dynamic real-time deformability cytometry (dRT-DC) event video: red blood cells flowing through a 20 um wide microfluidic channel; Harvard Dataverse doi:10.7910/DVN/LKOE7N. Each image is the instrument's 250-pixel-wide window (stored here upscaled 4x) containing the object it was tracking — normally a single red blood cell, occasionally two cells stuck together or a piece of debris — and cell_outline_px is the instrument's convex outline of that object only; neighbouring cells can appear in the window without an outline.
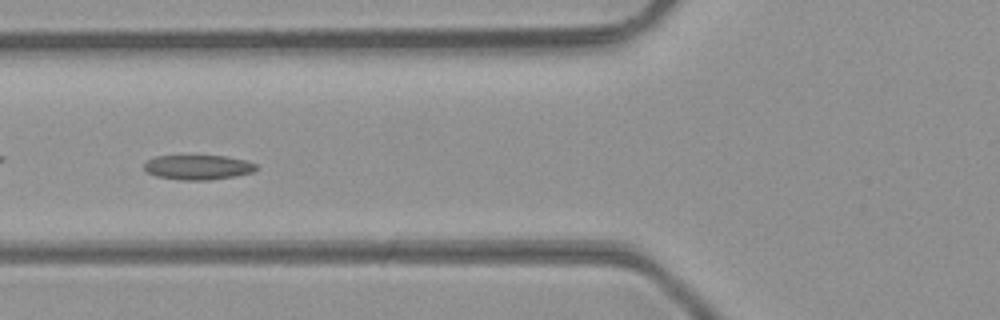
{"species": "common noctule bat (a hibernating species)", "species_latin": "Nyctalus noctula", "temperature_condition": "room temperature", "stored_images_in_passage": 34, "camera_frame_rate_fps": 3000, "um_per_image_px": 0.085, "animal": {"sex": "male", "body_mass_g": 23.1, "forearm_length_mm": 52.7}, "frame": {"image": 1, "passage_image": 5, "time_ms": 1.333, "image_size_px": [1000, 320], "cell_outline_px": [[260, 168], [252, 172], [236, 176], [208, 180], [180, 180], [156, 176], [148, 172], [144, 168], [144, 164], [148, 160], [156, 156], [228, 156], [248, 160], [256, 164]], "centroid_in_image_um": [16.89, 14.22], "position_along_channel_um": 108.9, "area_um2": 16.24}}
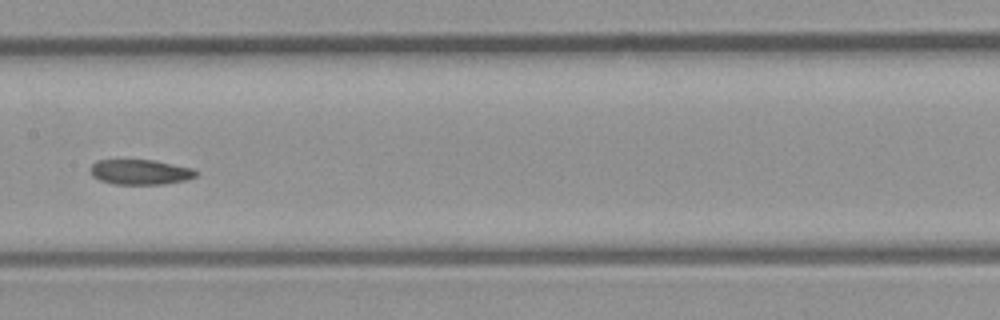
{"frame": {"image": 2, "passage_image": 11, "time_ms": 3.333, "image_size_px": [1000, 320], "cell_outline_px": [[200, 172], [196, 176], [184, 180], [164, 184], [112, 184], [100, 180], [92, 176], [92, 164], [96, 160], [152, 160], [192, 168]], "centroid_in_image_um": [11.93, 14.62], "position_along_channel_um": 195.5, "area_um2": 15.32}}
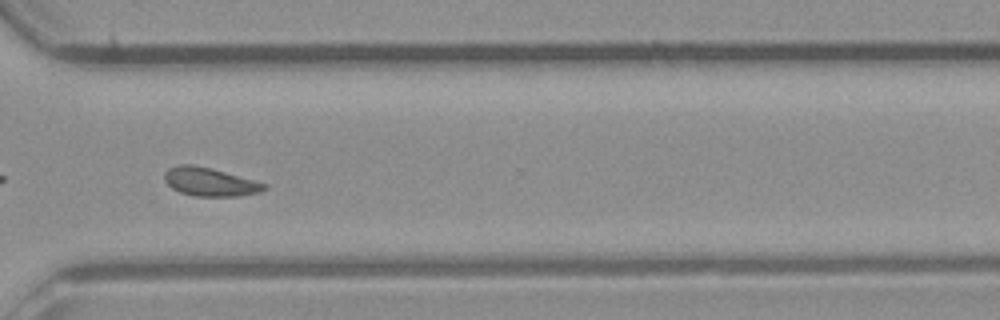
{"frame": {"image": 3, "passage_image": 22, "time_ms": 7.0, "image_size_px": [1000, 320], "cell_outline_px": [[268, 188], [260, 192], [240, 196], [196, 196], [180, 192], [172, 188], [164, 180], [164, 172], [168, 168], [180, 164], [192, 164], [212, 168], [268, 184]], "centroid_in_image_um": [17.85, 15.45], "position_along_channel_um": 352.8, "area_um2": 16.65}, "authors_computed_cell_mechanics": {"area_um2": 16.2418, "velocity_mm_per_s": 4.2988, "shape_relaxation_time_tau1_ms": null, "shape_relaxation_time_tau2_ms": 5.2819, "deformation_change_tau1": null, "deformation_change_tau2": 0.0989}}